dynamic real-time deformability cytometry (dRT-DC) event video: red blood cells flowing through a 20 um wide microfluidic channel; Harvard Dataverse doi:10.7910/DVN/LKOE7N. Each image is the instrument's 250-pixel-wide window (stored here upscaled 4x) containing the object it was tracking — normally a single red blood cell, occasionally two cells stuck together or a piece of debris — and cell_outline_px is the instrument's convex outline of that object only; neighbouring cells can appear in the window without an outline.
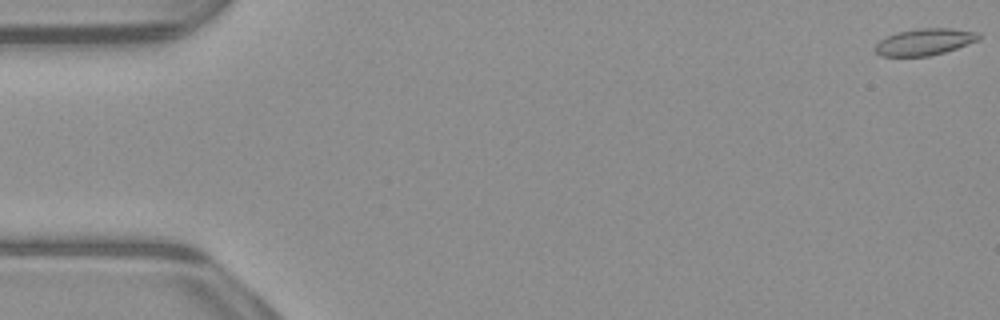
{"species": "common noctule bat (a hibernating species)", "species_latin": "Nyctalus noctula", "temperature_condition": "warm", "stored_images_in_passage": 53, "camera_frame_rate_fps": 3000, "um_per_image_px": 0.085, "animal": {"sex": "male", "body_mass_g": 23.1, "forearm_length_mm": 52.7}, "frame": {"image": 1, "passage_image": 1, "time_ms": 0.0, "image_size_px": [1000, 320], "cell_outline_px": [[980, 40], [944, 52], [928, 56], [880, 56], [876, 52], [876, 44], [880, 40], [896, 32], [916, 28], [952, 28], [980, 32]], "centroid_in_image_um": [78.62, 3.54], "position_along_channel_um": 6.4, "area_um2": 16.13}}
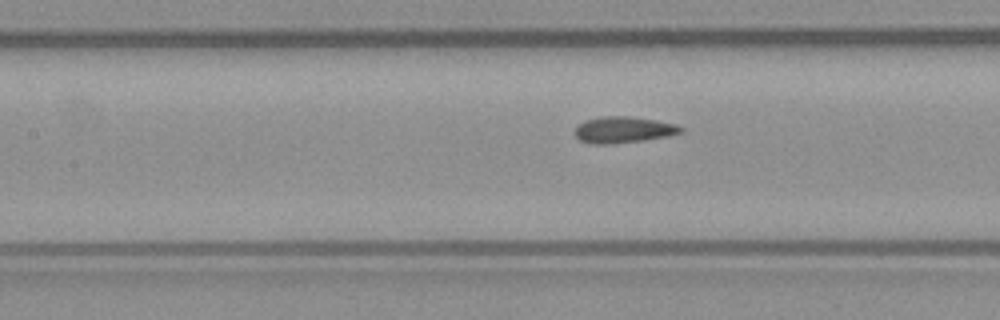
{"frame": {"image": 2, "passage_image": 24, "time_ms": 7.667, "image_size_px": [1000, 320], "cell_outline_px": [[684, 132], [668, 136], [644, 140], [612, 144], [588, 144], [580, 140], [572, 132], [584, 120], [600, 116], [628, 116], [656, 120], [676, 124], [684, 128]], "centroid_in_image_um": [52.98, 11.03], "position_along_channel_um": 154.4, "area_um2": 16.47}}
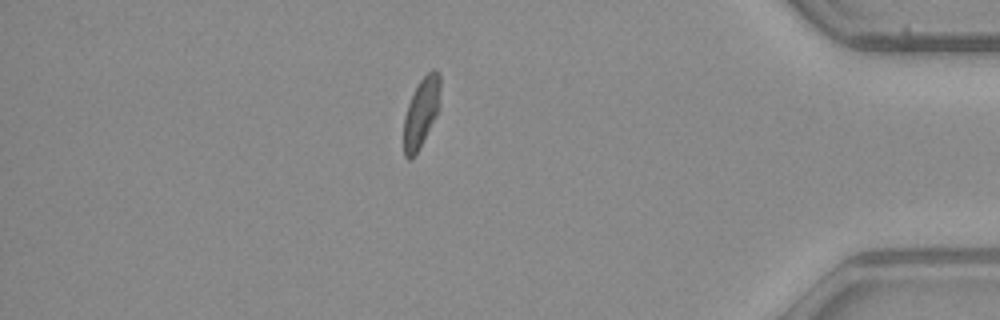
{"frame": {"image": 3, "passage_image": 46, "time_ms": 15.0, "image_size_px": [1000, 320], "cell_outline_px": [[440, 108], [420, 148], [412, 160], [408, 160], [404, 156], [404, 116], [412, 92], [420, 80], [432, 68], [436, 68], [440, 72]], "centroid_in_image_um": [35.82, 9.54], "position_along_channel_um": 399.4, "area_um2": 15.2}, "authors_computed_cell_mechanics": {"area_um2": 15.9528, "velocity_mm_per_s": 3.9144, "shape_relaxation_time_tau1_ms": 8.1711, "shape_relaxation_time_tau2_ms": 1.2396, "deformation_change_tau1": 0.1669, "deformation_change_tau2": 0.0539}}